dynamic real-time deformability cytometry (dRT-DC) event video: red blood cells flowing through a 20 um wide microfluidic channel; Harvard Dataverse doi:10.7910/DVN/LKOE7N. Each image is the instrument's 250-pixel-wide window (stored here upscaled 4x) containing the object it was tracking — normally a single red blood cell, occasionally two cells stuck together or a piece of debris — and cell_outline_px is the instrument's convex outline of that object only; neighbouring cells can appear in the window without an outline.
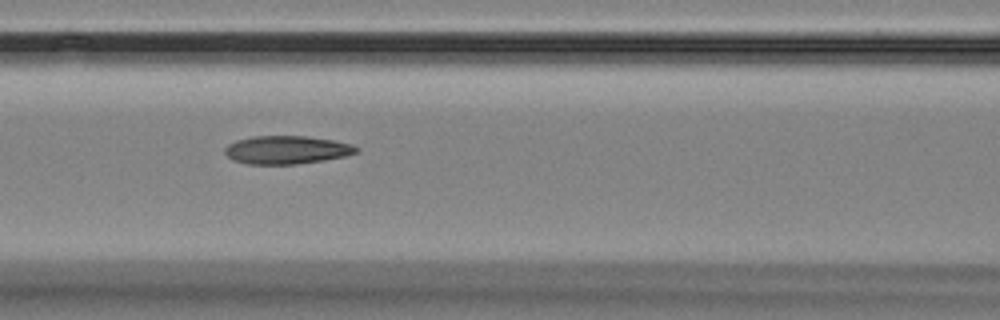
{"species": "Egyptian fruit bat (a non-hibernating species)", "species_latin": "Rousettus aegyptiacus", "temperature_condition": "room temperature", "stored_images_in_passage": 10, "camera_frame_rate_fps": 3000, "um_per_image_px": 0.085, "animal": {"sex": "female"}, "frame": {"image": 1, "passage_image": 9, "time_ms": 10.0, "image_size_px": [1000, 320], "cell_outline_px": [[360, 148], [356, 152], [344, 156], [324, 160], [296, 164], [248, 164], [232, 160], [224, 152], [224, 148], [228, 144], [236, 140], [252, 136], [308, 136], [332, 140], [352, 144]], "centroid_in_image_um": [24.34, 12.73], "position_along_channel_um": 142.3, "area_um2": 21.62}}
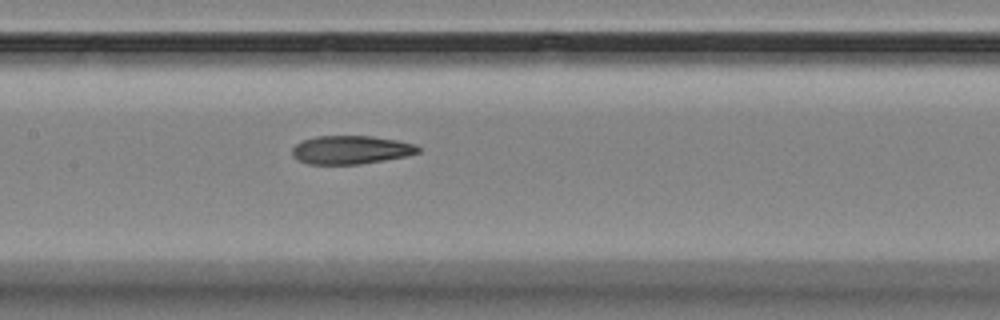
{"frame": {"image": 2, "passage_image": 10, "time_ms": 11.0, "image_size_px": [1000, 320], "cell_outline_px": [[420, 152], [404, 156], [384, 160], [360, 164], [308, 164], [296, 160], [292, 156], [292, 148], [296, 144], [304, 140], [316, 136], [372, 136], [396, 140], [416, 144], [420, 148]], "centroid_in_image_um": [29.8, 12.74], "position_along_channel_um": 177.6, "area_um2": 20.87}}